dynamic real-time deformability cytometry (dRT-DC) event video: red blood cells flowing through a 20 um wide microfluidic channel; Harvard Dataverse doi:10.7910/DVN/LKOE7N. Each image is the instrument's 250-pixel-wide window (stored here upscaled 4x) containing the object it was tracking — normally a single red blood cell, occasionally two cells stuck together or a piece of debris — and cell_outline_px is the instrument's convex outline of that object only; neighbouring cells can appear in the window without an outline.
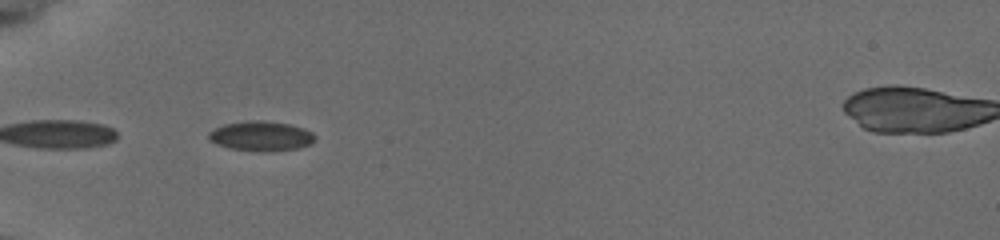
{"species": "common noctule bat (a hibernating species)", "species_latin": "Nyctalus noctula", "temperature_condition": "cold", "stored_images_in_passage": 11, "camera_frame_rate_fps": 3000, "um_per_image_px": 0.085, "animal": {"sex": "female", "body_mass_g": 19.5, "forearm_length_mm": 54.1}, "frame": {"image": 1, "passage_image": 4, "time_ms": 0.667, "image_size_px": [1000, 240], "cell_outline_px": [[316, 136], [308, 144], [296, 148], [264, 152], [228, 148], [216, 144], [208, 140], [208, 132], [224, 124], [248, 120], [260, 120], [288, 124], [304, 128], [312, 132]], "centroid_in_image_um": [22.13, 11.56], "position_along_channel_um": 62.9, "area_um2": 18.32}}
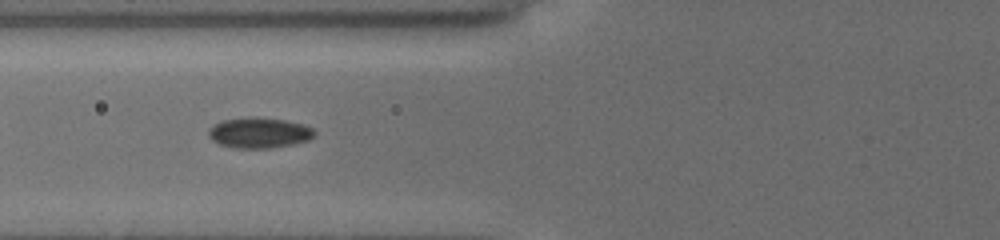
{"frame": {"image": 2, "passage_image": 9, "time_ms": 2.0, "image_size_px": [1000, 240], "cell_outline_px": [[316, 132], [308, 140], [292, 144], [268, 148], [236, 148], [220, 144], [212, 140], [208, 136], [208, 128], [212, 124], [220, 120], [248, 116], [260, 116], [284, 120], [304, 124], [312, 128]], "centroid_in_image_um": [21.97, 11.26], "position_along_channel_um": 103.8, "area_um2": 19.13}}